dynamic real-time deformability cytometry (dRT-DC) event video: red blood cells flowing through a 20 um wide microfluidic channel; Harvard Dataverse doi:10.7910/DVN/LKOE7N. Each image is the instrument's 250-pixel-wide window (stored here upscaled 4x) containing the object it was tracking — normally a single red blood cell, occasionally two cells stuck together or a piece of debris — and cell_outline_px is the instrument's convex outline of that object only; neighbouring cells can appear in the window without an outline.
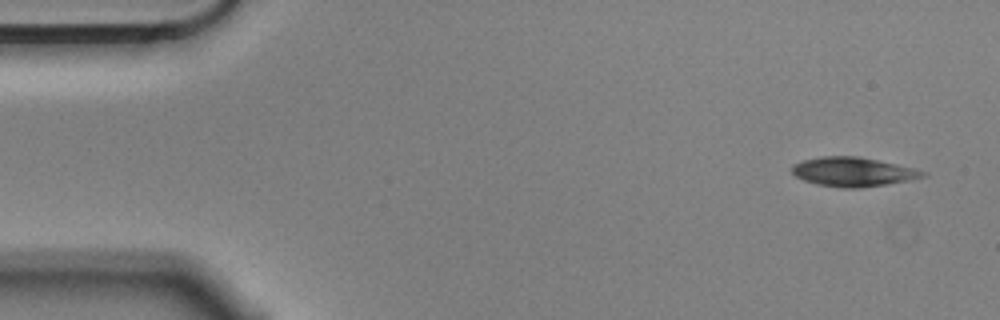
{"species": "Egyptian fruit bat (a non-hibernating species)", "species_latin": "Rousettus aegyptiacus", "temperature_condition": "cold", "stored_images_in_passage": 5, "segment_of_instrument_passage": [1, 2], "camera_frame_rate_fps": 3000, "um_per_image_px": 0.085, "animal": {"sex": "male"}, "frame": {"image": 1, "passage_image": 1, "time_ms": 0.0, "image_size_px": [1000, 320], "cell_outline_px": [[928, 172], [924, 176], [908, 180], [860, 188], [844, 188], [816, 184], [804, 180], [796, 176], [792, 172], [792, 164], [804, 160], [820, 156], [860, 156], [916, 168]], "centroid_in_image_um": [72.5, 14.59], "position_along_channel_um": 12.5, "area_um2": 22.2}}